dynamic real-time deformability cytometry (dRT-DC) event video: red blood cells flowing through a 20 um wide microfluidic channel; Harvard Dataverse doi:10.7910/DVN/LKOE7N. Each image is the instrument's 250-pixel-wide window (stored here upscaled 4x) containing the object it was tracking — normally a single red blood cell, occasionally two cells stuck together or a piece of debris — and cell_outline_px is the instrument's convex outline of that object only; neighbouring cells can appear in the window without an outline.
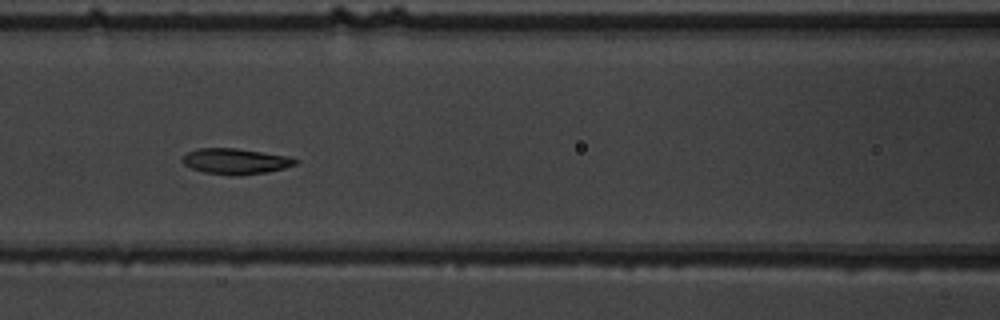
{"species": "common noctule bat (a hibernating species)", "species_latin": "Nyctalus noctula", "temperature_condition": "warm", "stored_images_in_passage": 11, "camera_frame_rate_fps": 3000, "um_per_image_px": 0.085, "animal": {"sex": "male", "body_mass_g": 19.5, "forearm_length_mm": 54.6}, "frame": {"image": 1, "passage_image": 8, "time_ms": 9.0, "image_size_px": [1000, 320], "cell_outline_px": [[300, 160], [296, 164], [284, 168], [264, 172], [204, 172], [192, 168], [184, 164], [184, 156], [188, 152], [200, 148], [236, 148], [288, 156]], "centroid_in_image_um": [20.06, 13.65], "position_along_channel_um": 146.5, "area_um2": 15.78}}
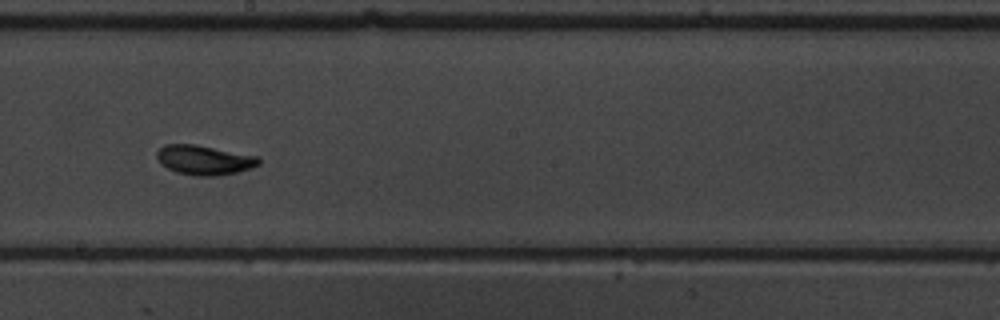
{"frame": {"image": 2, "passage_image": 10, "time_ms": 11.333, "image_size_px": [1000, 320], "cell_outline_px": [[260, 164], [236, 172], [220, 176], [192, 176], [176, 172], [160, 164], [156, 156], [156, 152], [164, 144], [192, 144], [256, 156], [260, 160]], "centroid_in_image_um": [17.3, 13.61], "position_along_channel_um": 230.9, "area_um2": 17.4}}
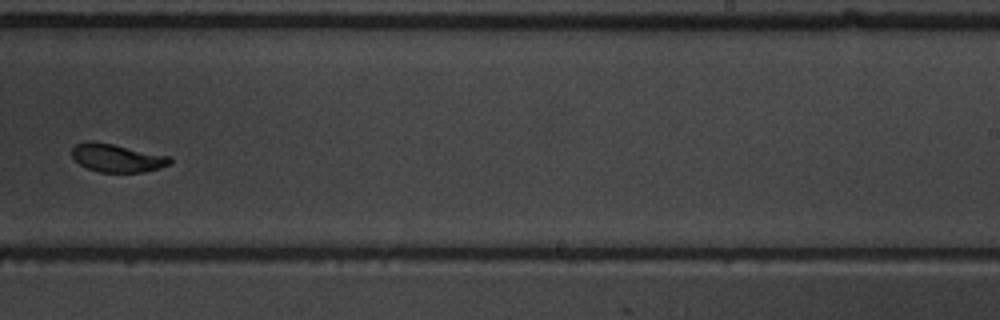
{"frame": {"image": 3, "passage_image": 11, "time_ms": 12.667, "image_size_px": [1000, 320], "cell_outline_px": [[172, 164], [160, 168], [144, 172], [100, 172], [88, 168], [80, 164], [72, 156], [72, 148], [76, 144], [84, 140], [88, 140], [112, 144], [172, 156]], "centroid_in_image_um": [9.99, 13.42], "position_along_channel_um": 279.0, "area_um2": 16.18}}